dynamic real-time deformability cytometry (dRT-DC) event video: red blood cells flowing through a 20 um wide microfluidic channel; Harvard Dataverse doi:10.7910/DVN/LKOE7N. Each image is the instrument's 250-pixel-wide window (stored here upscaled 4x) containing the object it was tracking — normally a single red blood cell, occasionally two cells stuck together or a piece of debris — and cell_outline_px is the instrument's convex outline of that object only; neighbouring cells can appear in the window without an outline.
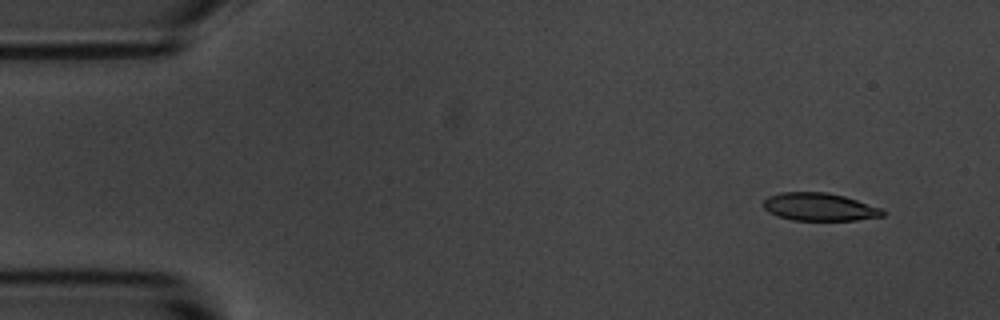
{"species": "common noctule bat (a hibernating species)", "species_latin": "Nyctalus noctula", "temperature_condition": "room temperature", "stored_images_in_passage": 5, "camera_frame_rate_fps": 3000, "um_per_image_px": 0.085, "animal": {"sex": "male", "body_mass_g": 20.1, "forearm_length_mm": 53.5}, "frame": {"image": 1, "passage_image": 2, "time_ms": 1.0, "image_size_px": [1000, 320], "cell_outline_px": [[884, 216], [856, 220], [792, 220], [776, 216], [768, 212], [760, 204], [768, 196], [780, 192], [828, 192], [844, 196], [880, 208], [884, 212]], "centroid_in_image_um": [69.58, 17.58], "position_along_channel_um": 15.4, "area_um2": 19.42}}